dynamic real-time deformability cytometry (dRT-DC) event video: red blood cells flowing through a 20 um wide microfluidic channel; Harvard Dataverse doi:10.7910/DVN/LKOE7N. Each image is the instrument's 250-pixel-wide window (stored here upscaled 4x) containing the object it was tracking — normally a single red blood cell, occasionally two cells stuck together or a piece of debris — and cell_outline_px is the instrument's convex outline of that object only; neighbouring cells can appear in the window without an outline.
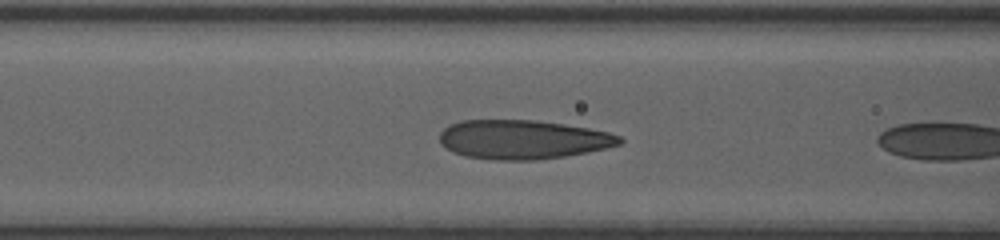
{"species": "human", "species_latin": "Homo sapiens", "temperature_condition": "room temperature", "stored_images_in_passage": 20, "camera_frame_rate_fps": 3000, "um_per_image_px": 0.085, "donor": {"sex": "female"}, "frame": {"image": 1, "passage_image": 4, "time_ms": 1.0, "image_size_px": [1000, 240], "cell_outline_px": [[624, 140], [620, 144], [604, 148], [564, 156], [536, 160], [492, 160], [464, 156], [452, 152], [444, 148], [440, 144], [440, 132], [448, 124], [460, 120], [532, 120], [564, 124], [588, 128], [608, 132], [620, 136]], "centroid_in_image_um": [44.37, 11.86], "position_along_channel_um": 122.2, "area_um2": 41.1}}